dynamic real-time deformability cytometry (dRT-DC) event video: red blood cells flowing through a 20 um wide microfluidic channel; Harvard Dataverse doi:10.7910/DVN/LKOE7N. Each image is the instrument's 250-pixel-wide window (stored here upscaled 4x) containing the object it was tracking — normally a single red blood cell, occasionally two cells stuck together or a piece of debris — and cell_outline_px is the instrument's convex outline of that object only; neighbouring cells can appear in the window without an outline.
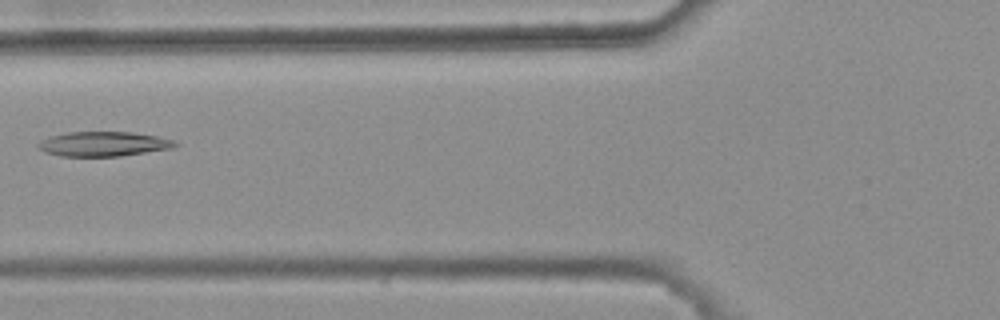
{"species": "common noctule bat (a hibernating species)", "species_latin": "Nyctalus noctula", "temperature_condition": "warm", "stored_images_in_passage": 6, "camera_frame_rate_fps": 3000, "um_per_image_px": 0.085, "animal": {"sex": "female", "body_mass_g": 25.1}, "frame": {"image": 1, "passage_image": 6, "time_ms": 1.667, "image_size_px": [1000, 320], "cell_outline_px": [[180, 144], [172, 148], [120, 156], [60, 156], [48, 152], [40, 148], [36, 144], [52, 136], [68, 132], [132, 132], [156, 136], [176, 140]], "centroid_in_image_um": [8.87, 12.23], "position_along_channel_um": 116.9, "area_um2": 19.42}}